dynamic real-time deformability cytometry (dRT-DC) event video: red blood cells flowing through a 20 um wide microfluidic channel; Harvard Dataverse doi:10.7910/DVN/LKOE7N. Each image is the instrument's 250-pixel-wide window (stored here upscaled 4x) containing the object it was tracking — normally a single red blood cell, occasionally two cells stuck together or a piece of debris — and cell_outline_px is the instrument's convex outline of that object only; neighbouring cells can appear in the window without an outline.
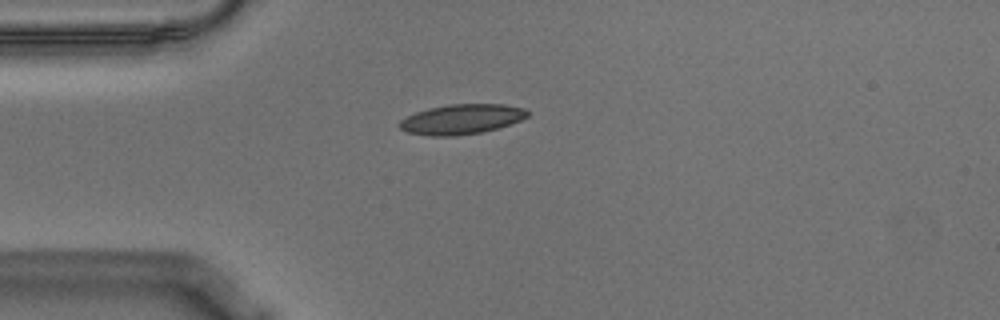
{"species": "Egyptian fruit bat (a non-hibernating species)", "species_latin": "Rousettus aegyptiacus", "temperature_condition": "warm", "stored_images_in_passage": 42, "camera_frame_rate_fps": 3000, "um_per_image_px": 0.085, "animal": {"sex": "male"}, "frame": {"image": 1, "passage_image": 1, "time_ms": 0.0, "image_size_px": [1000, 320], "cell_outline_px": [[528, 116], [520, 120], [496, 128], [480, 132], [456, 136], [432, 136], [408, 132], [400, 128], [400, 120], [416, 112], [428, 108], [448, 104], [504, 104], [524, 108], [528, 112]], "centroid_in_image_um": [39.22, 10.12], "position_along_channel_um": 45.8, "area_um2": 22.08}}
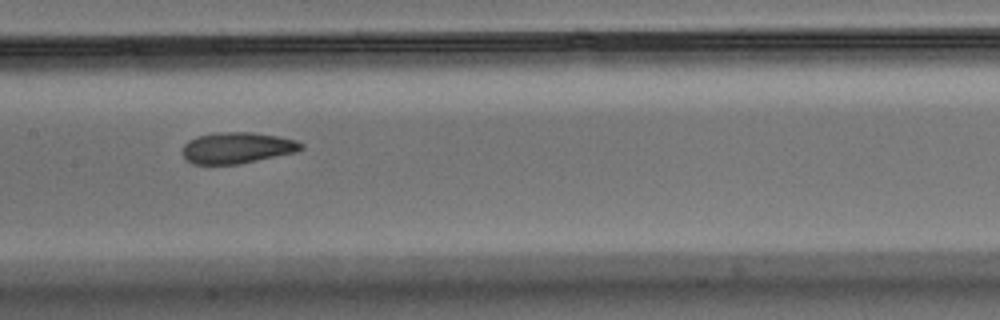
{"frame": {"image": 2, "passage_image": 14, "time_ms": 4.333, "image_size_px": [1000, 320], "cell_outline_px": [[304, 148], [296, 152], [240, 164], [192, 164], [184, 156], [184, 144], [188, 140], [196, 136], [220, 132], [252, 132], [276, 136], [296, 140], [304, 144]], "centroid_in_image_um": [20.18, 12.56], "position_along_channel_um": 187.2, "area_um2": 21.5}}
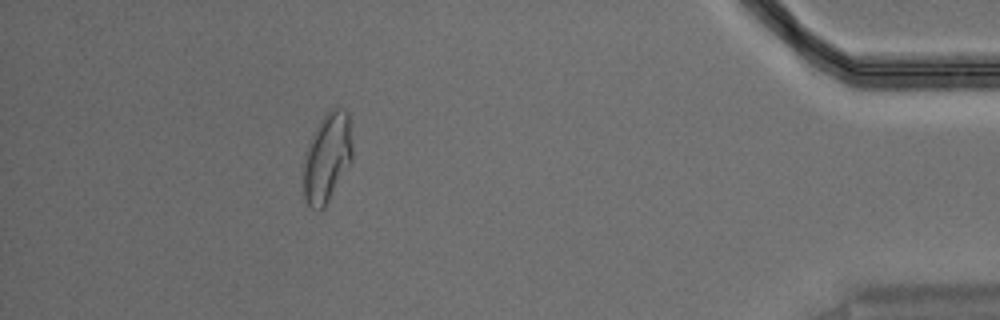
{"frame": {"image": 3, "passage_image": 37, "time_ms": 12.0, "image_size_px": [1000, 320], "cell_outline_px": [[352, 160], [324, 208], [312, 208], [308, 204], [304, 196], [304, 156], [308, 144], [320, 120], [332, 108], [344, 108], [348, 112], [352, 144]], "centroid_in_image_um": [27.82, 13.37], "position_along_channel_um": 407.4, "area_um2": 25.09}, "authors_computed_cell_mechanics": {"area_um2": 22.2241, "velocity_mm_per_s": 3.5787, "shape_relaxation_time_tau1_ms": 9.9809, "shape_relaxation_time_tau2_ms": 2.3181, "deformation_change_tau1": 0.2213, "deformation_change_tau2": 0.073}}